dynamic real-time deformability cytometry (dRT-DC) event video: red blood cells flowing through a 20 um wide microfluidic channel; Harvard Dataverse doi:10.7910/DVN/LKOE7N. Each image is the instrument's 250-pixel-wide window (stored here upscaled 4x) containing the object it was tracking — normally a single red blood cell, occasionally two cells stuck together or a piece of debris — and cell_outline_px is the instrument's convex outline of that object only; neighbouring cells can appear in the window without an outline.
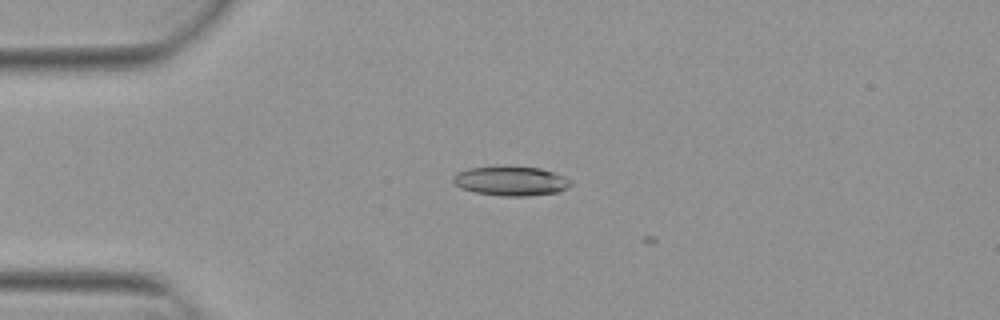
{"species": "Egyptian fruit bat (a non-hibernating species)", "species_latin": "Rousettus aegyptiacus", "temperature_condition": "warm", "stored_images_in_passage": 3, "camera_frame_rate_fps": 3000, "um_per_image_px": 0.085, "animal": {"sex": "female"}, "frame": {"image": 1, "passage_image": 2, "time_ms": 0.333, "image_size_px": [1000, 320], "cell_outline_px": [[572, 184], [568, 188], [556, 192], [528, 196], [500, 196], [476, 192], [460, 188], [452, 180], [452, 176], [456, 172], [468, 168], [500, 164], [540, 168], [564, 176], [572, 180]], "centroid_in_image_um": [43.39, 15.35], "position_along_channel_um": 41.6, "area_um2": 20.75}}